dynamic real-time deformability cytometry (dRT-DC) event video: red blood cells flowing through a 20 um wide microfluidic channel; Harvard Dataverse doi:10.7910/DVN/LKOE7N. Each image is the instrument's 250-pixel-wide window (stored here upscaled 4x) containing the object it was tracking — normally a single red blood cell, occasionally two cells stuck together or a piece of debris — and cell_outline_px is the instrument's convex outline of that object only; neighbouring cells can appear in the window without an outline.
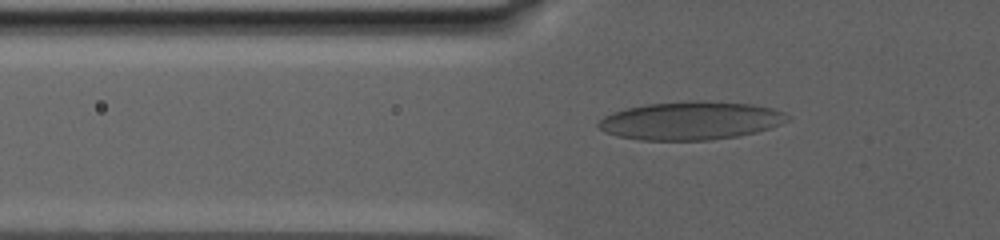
{"species": "human", "species_latin": "Homo sapiens", "temperature_condition": "warm", "stored_images_in_passage": 4, "camera_frame_rate_fps": 3000, "um_per_image_px": 0.085, "donor": {"sex": "male"}, "frame": {"image": 1, "passage_image": 3, "time_ms": 0.333, "image_size_px": [1000, 240], "cell_outline_px": [[792, 120], [756, 132], [736, 136], [712, 140], [640, 140], [620, 136], [604, 132], [596, 124], [604, 116], [612, 112], [628, 108], [648, 104], [688, 100], [708, 100], [752, 104], [772, 108], [784, 112], [792, 116]], "centroid_in_image_um": [58.75, 10.24], "position_along_channel_um": 67.1, "area_um2": 42.37}}